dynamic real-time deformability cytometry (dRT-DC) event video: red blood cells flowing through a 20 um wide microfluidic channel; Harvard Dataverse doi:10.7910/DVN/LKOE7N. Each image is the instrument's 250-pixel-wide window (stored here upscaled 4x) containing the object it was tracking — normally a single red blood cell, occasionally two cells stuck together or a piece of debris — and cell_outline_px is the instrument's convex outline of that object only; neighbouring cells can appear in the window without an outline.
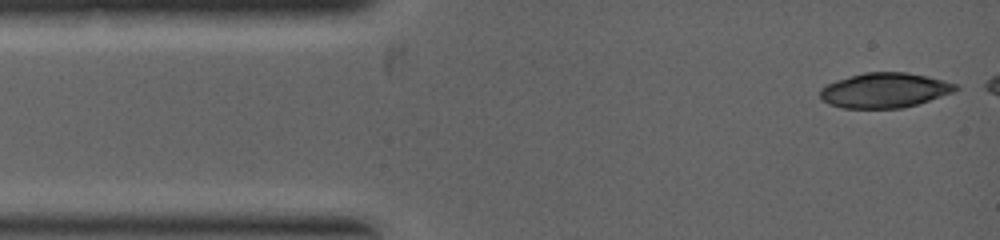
{"species": "common noctule bat (a hibernating species)", "species_latin": "Nyctalus noctula", "temperature_condition": "warm", "stored_images_in_passage": 7, "camera_frame_rate_fps": 5000, "um_per_image_px": 0.085, "animal": {"sex": "female", "body_mass_g": 19.0, "forearm_length_mm": 53.3}, "frame": {"image": 1, "passage_image": 1, "time_ms": 0.0, "image_size_px": [1000, 240], "cell_outline_px": [[960, 88], [952, 92], [904, 108], [844, 108], [828, 104], [820, 96], [820, 88], [836, 80], [864, 72], [904, 72], [928, 76], [960, 84]], "centroid_in_image_um": [75.2, 7.67], "position_along_channel_um": 9.8, "area_um2": 27.51}}